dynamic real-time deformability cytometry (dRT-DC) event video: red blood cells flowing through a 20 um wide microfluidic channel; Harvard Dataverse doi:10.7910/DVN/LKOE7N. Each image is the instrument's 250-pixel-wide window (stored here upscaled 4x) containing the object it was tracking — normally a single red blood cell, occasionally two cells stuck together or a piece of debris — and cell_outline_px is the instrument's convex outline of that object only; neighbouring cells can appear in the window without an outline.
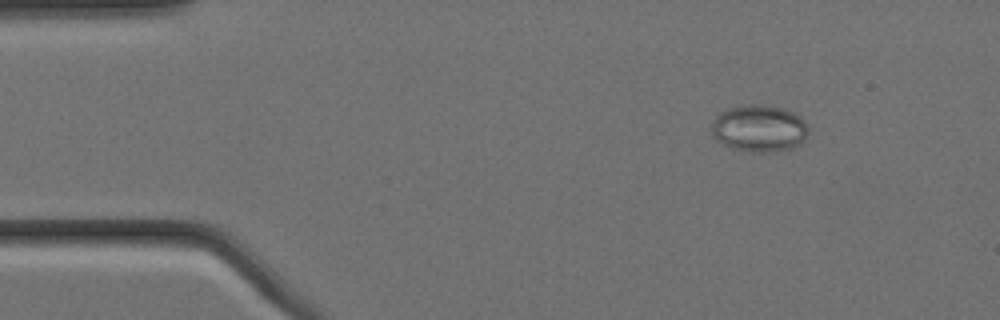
{"species": "Egyptian fruit bat (a non-hibernating species)", "species_latin": "Rousettus aegyptiacus", "temperature_condition": "cold", "stored_images_in_passage": 5, "camera_frame_rate_fps": 3000, "um_per_image_px": 0.085, "animal": {"sex": "female"}, "frame": {"image": 1, "passage_image": 2, "time_ms": 0.333, "image_size_px": [1000, 320], "cell_outline_px": [[808, 132], [804, 140], [800, 144], [792, 148], [776, 152], [752, 152], [732, 148], [716, 140], [712, 136], [712, 120], [720, 112], [728, 108], [752, 104], [764, 104], [784, 108], [800, 116], [808, 124]], "centroid_in_image_um": [64.54, 10.91], "position_along_channel_um": 20.5, "area_um2": 26.82}}
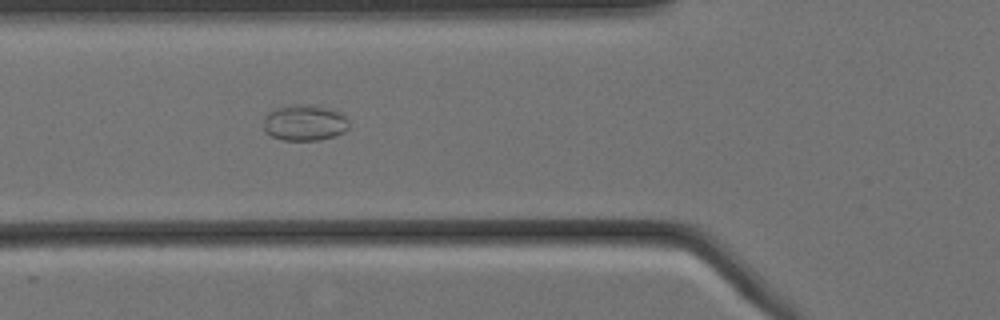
{"frame": {"image": 2, "passage_image": 5, "time_ms": 1.333, "image_size_px": [1000, 320], "cell_outline_px": [[348, 128], [344, 132], [320, 140], [284, 140], [272, 136], [264, 132], [264, 116], [268, 112], [276, 108], [288, 104], [308, 104], [328, 108], [340, 112], [348, 120]], "centroid_in_image_um": [25.86, 10.42], "position_along_channel_um": 99.9, "area_um2": 18.03}}